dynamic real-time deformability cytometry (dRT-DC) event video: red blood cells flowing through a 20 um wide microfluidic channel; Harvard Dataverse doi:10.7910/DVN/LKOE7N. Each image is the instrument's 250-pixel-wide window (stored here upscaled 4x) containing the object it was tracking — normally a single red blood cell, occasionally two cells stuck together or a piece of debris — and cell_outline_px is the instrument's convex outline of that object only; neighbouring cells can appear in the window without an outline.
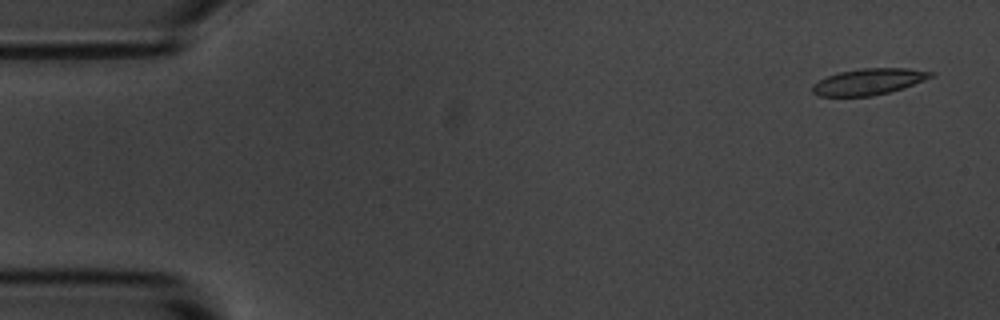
{"species": "common noctule bat (a hibernating species)", "species_latin": "Nyctalus noctula", "temperature_condition": "room temperature", "stored_images_in_passage": 5, "camera_frame_rate_fps": 3000, "um_per_image_px": 0.085, "animal": {"sex": "male", "body_mass_g": 20.1, "forearm_length_mm": 53.5}, "frame": {"image": 1, "passage_image": 1, "time_ms": 0.0, "image_size_px": [1000, 320], "cell_outline_px": [[936, 72], [932, 76], [904, 88], [872, 96], [816, 96], [812, 92], [812, 84], [828, 76], [840, 72], [860, 68], [908, 68]], "centroid_in_image_um": [73.82, 6.94], "position_along_channel_um": 11.2, "area_um2": 18.03}}